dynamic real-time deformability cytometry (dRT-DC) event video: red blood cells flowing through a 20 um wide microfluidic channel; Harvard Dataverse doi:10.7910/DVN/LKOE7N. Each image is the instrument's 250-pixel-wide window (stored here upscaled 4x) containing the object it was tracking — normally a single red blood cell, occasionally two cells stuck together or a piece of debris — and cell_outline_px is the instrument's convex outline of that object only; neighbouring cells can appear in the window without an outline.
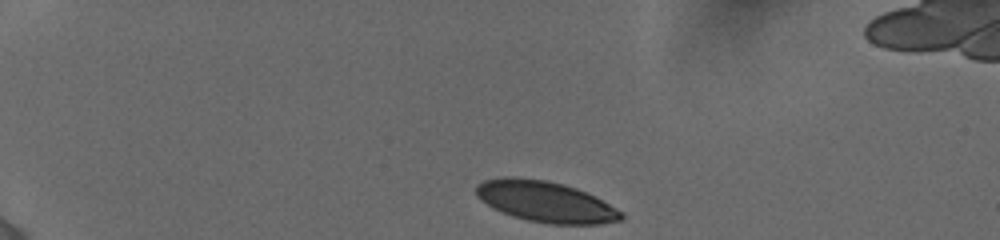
{"species": "human", "species_latin": "Homo sapiens", "temperature_condition": "cold", "stored_images_in_passage": 43, "camera_frame_rate_fps": 3000, "um_per_image_px": 0.085, "donor": {"sex": "female"}, "frame": {"image": 1, "passage_image": 1, "time_ms": 0.0, "image_size_px": [1000, 240], "cell_outline_px": [[624, 220], [600, 224], [548, 224], [528, 220], [512, 216], [480, 200], [476, 196], [476, 184], [484, 180], [504, 176], [512, 176], [544, 180], [564, 184], [576, 188], [596, 196], [624, 212]], "centroid_in_image_um": [46.41, 17.14], "position_along_channel_um": 38.6, "area_um2": 34.74}}
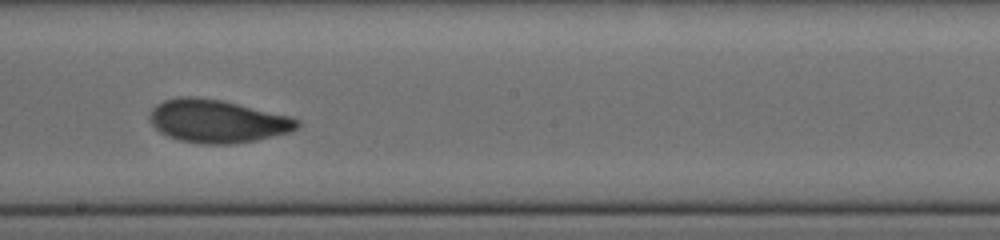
{"frame": {"image": 2, "passage_image": 22, "time_ms": 7.0, "image_size_px": [1000, 240], "cell_outline_px": [[300, 128], [292, 132], [256, 140], [236, 144], [200, 144], [180, 140], [168, 136], [160, 132], [148, 120], [148, 116], [152, 108], [156, 104], [164, 100], [180, 96], [192, 96], [220, 100], [288, 116], [300, 120]], "centroid_in_image_um": [18.46, 10.31], "position_along_channel_um": 229.7, "area_um2": 37.05}}
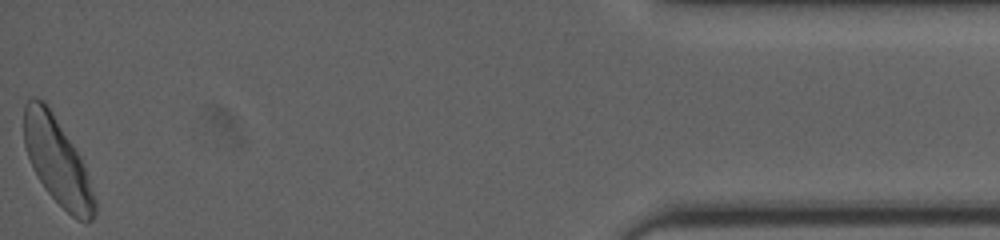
{"frame": {"image": 3, "passage_image": 43, "time_ms": 14.0, "image_size_px": [1000, 240], "cell_outline_px": [[96, 212], [92, 220], [76, 220], [44, 188], [28, 156], [24, 144], [24, 104], [32, 96], [36, 96], [44, 100], [52, 112], [80, 156], [84, 164], [96, 200]], "centroid_in_image_um": [4.87, 13.68], "position_along_channel_um": 430.3, "area_um2": 35.2}, "authors_computed_cell_mechanics": {"area_um2": 35.4892, "velocity_mm_per_s": 3.8499, "shape_relaxation_time_tau1_ms": 3.4846, "shape_relaxation_time_tau2_ms": 1.1904, "deformation_change_tau1": 0.1345, "deformation_change_tau2": 0.0676}}